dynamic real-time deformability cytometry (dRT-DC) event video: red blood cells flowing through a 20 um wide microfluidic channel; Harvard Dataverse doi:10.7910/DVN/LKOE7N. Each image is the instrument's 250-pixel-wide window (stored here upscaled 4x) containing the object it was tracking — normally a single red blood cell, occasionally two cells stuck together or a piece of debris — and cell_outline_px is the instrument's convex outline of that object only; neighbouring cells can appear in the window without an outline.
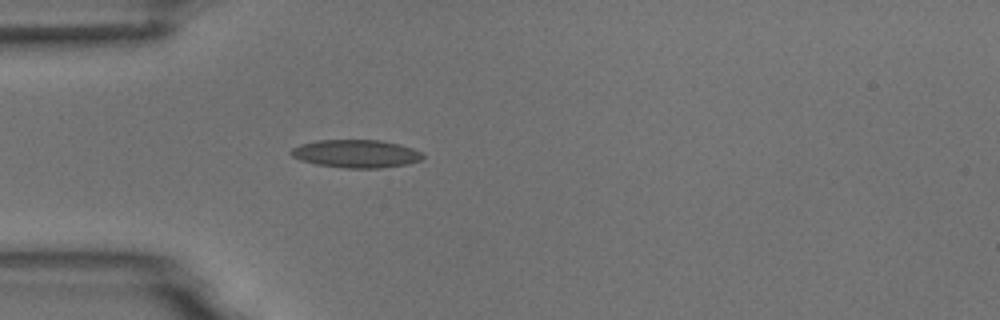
{"species": "common noctule bat (a hibernating species)", "species_latin": "Nyctalus noctula", "temperature_condition": "room temperature", "stored_images_in_passage": 5, "camera_frame_rate_fps": 3000, "um_per_image_px": 0.085, "animal": {"sex": "male", "body_mass_g": 18.8}, "frame": {"image": 1, "passage_image": 5, "time_ms": 5.0, "image_size_px": [1000, 320], "cell_outline_px": [[424, 156], [420, 160], [408, 164], [380, 168], [344, 168], [316, 164], [300, 160], [292, 156], [288, 152], [292, 148], [300, 144], [316, 140], [380, 140], [400, 144], [412, 148], [420, 152]], "centroid_in_image_um": [30.24, 13.06], "position_along_channel_um": 54.8, "area_um2": 21.56}}